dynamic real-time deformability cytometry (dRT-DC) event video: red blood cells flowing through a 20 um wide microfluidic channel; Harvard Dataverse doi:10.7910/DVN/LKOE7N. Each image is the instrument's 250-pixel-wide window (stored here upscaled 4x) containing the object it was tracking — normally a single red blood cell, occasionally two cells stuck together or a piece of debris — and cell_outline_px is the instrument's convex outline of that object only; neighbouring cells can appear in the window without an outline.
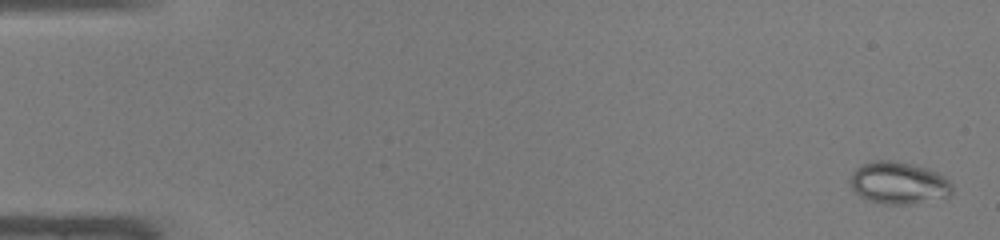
{"species": "common noctule bat (a hibernating species)", "species_latin": "Nyctalus noctula", "temperature_condition": "warm", "stored_images_in_passage": 48, "camera_frame_rate_fps": 3000, "um_per_image_px": 0.085, "animal": {"sex": "male", "body_mass_g": 19.0, "forearm_length_mm": 50.8}, "frame": {"image": 1, "passage_image": 2, "time_ms": 0.333, "image_size_px": [1000, 240], "cell_outline_px": [[952, 192], [948, 196], [908, 204], [888, 204], [868, 200], [860, 196], [852, 188], [852, 172], [856, 168], [864, 164], [876, 160], [888, 160], [912, 164], [936, 172], [944, 176], [952, 184]], "centroid_in_image_um": [76.39, 15.55], "position_along_channel_um": 8.6, "area_um2": 24.51}}
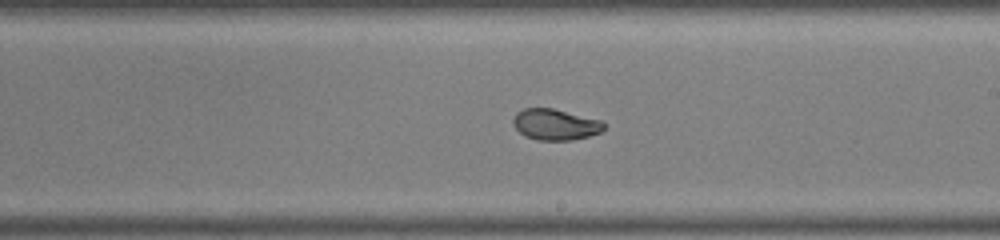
{"frame": {"image": 2, "passage_image": 29, "time_ms": 9.333, "image_size_px": [1000, 240], "cell_outline_px": [[604, 128], [600, 132], [588, 136], [572, 140], [536, 140], [524, 136], [516, 128], [512, 120], [516, 112], [524, 108], [552, 108], [600, 120], [604, 124]], "centroid_in_image_um": [47.16, 10.58], "position_along_channel_um": 241.8, "area_um2": 16.3}}
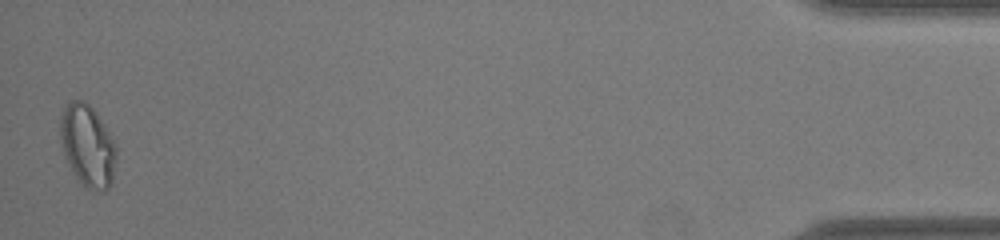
{"frame": {"image": 3, "passage_image": 48, "time_ms": 15.667, "image_size_px": [1000, 240], "cell_outline_px": [[116, 156], [112, 184], [104, 192], [92, 192], [76, 176], [64, 152], [60, 136], [60, 120], [64, 108], [68, 100], [84, 100], [96, 112], [104, 124], [116, 144]], "centroid_in_image_um": [7.47, 12.38], "position_along_channel_um": 427.7, "area_um2": 26.59}, "authors_computed_cell_mechanics": {"area_um2": 19.5653, "velocity_mm_per_s": 4.2834, "shape_relaxation_time_tau1_ms": 9.0519, "shape_relaxation_time_tau2_ms": 0.6345, "deformation_change_tau1": 0.2302, "deformation_change_tau2": 0.0343}}